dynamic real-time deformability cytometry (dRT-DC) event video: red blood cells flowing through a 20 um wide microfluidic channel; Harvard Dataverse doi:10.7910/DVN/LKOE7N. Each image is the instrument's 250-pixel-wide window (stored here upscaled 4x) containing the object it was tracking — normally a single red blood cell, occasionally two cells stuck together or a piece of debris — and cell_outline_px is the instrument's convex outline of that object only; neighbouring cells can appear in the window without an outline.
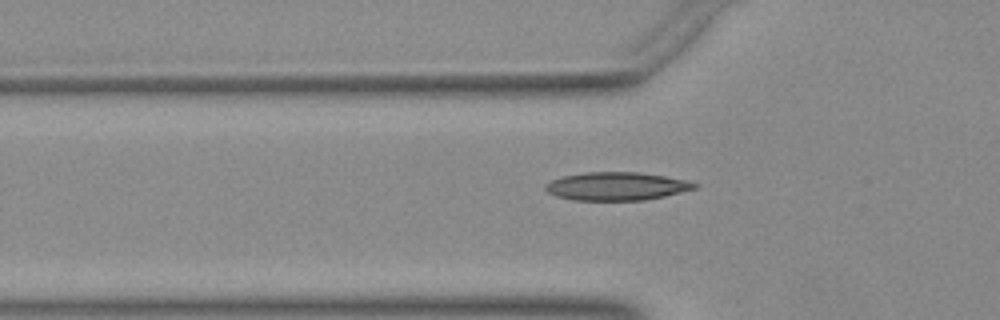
{"species": "Egyptian fruit bat (a non-hibernating species)", "species_latin": "Rousettus aegyptiacus", "temperature_condition": "warm", "stored_images_in_passage": 35, "camera_frame_rate_fps": 3000, "um_per_image_px": 0.085, "animal": {"sex": "female"}, "frame": {"image": 1, "passage_image": 7, "time_ms": 2.0, "image_size_px": [1000, 320], "cell_outline_px": [[700, 184], [696, 188], [664, 196], [644, 200], [572, 200], [556, 196], [548, 192], [544, 188], [544, 184], [560, 176], [584, 172], [640, 172], [664, 176], [684, 180]], "centroid_in_image_um": [52.36, 15.82], "position_along_channel_um": 73.4, "area_um2": 24.51}}
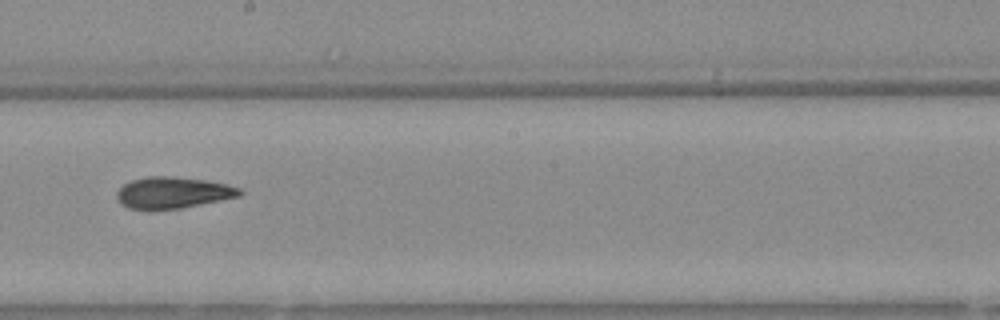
{"frame": {"image": 2, "passage_image": 19, "time_ms": 6.0, "image_size_px": [1000, 320], "cell_outline_px": [[244, 192], [240, 196], [180, 208], [128, 208], [120, 204], [116, 196], [116, 192], [124, 184], [132, 180], [148, 176], [172, 176], [204, 180], [224, 184], [240, 188]], "centroid_in_image_um": [14.68, 16.36], "position_along_channel_um": 233.5, "area_um2": 22.08}}
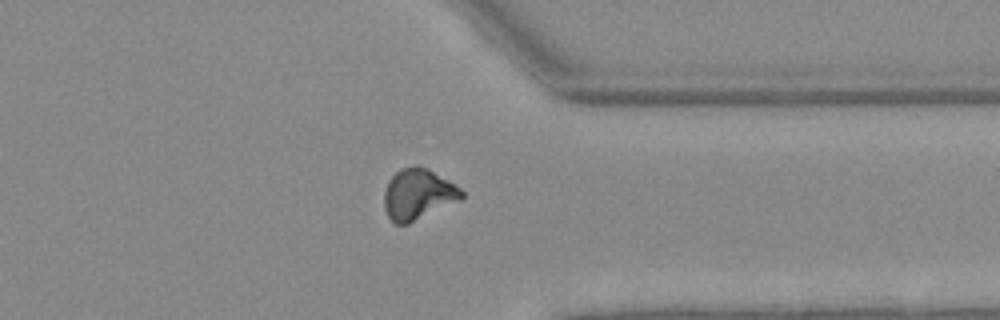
{"frame": {"image": 3, "passage_image": 30, "time_ms": 9.667, "image_size_px": [1000, 320], "cell_outline_px": [[464, 196], [460, 200], [408, 224], [396, 224], [388, 216], [384, 208], [384, 192], [388, 180], [400, 168], [416, 164], [420, 164], [428, 168], [448, 180], [460, 188], [464, 192]], "centroid_in_image_um": [35.52, 16.49], "position_along_channel_um": 375.9, "area_um2": 23.06}}